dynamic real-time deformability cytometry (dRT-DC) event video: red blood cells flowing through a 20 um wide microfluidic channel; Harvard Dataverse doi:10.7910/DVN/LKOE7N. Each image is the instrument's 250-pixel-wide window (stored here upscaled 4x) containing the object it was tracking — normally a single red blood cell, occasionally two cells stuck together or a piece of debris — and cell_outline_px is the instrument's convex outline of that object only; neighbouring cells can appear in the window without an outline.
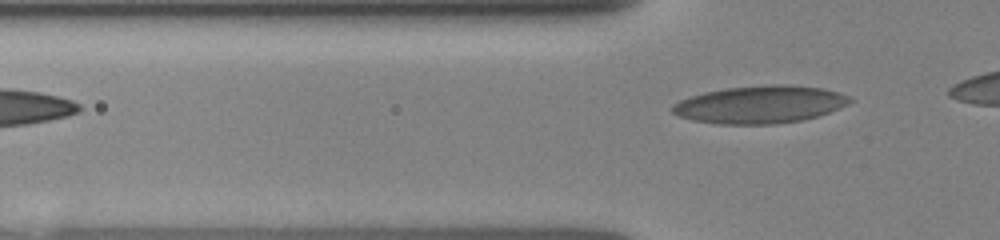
{"species": "human", "species_latin": "Homo sapiens", "temperature_condition": "room temperature", "stored_images_in_passage": 16, "segment_of_instrument_passage": [2, 2], "camera_frame_rate_fps": 3000, "um_per_image_px": 0.085, "donor": {"sex": "female"}, "frame": {"image": 1, "passage_image": 16, "time_ms": 5.333, "image_size_px": [1000, 240], "cell_outline_px": [[856, 100], [840, 108], [820, 116], [804, 120], [772, 124], [716, 124], [692, 120], [680, 116], [672, 112], [668, 108], [672, 104], [680, 100], [704, 92], [724, 88], [772, 84], [788, 84], [824, 88], [840, 92]], "centroid_in_image_um": [64.64, 8.88], "position_along_channel_um": 61.2, "area_um2": 39.36}}